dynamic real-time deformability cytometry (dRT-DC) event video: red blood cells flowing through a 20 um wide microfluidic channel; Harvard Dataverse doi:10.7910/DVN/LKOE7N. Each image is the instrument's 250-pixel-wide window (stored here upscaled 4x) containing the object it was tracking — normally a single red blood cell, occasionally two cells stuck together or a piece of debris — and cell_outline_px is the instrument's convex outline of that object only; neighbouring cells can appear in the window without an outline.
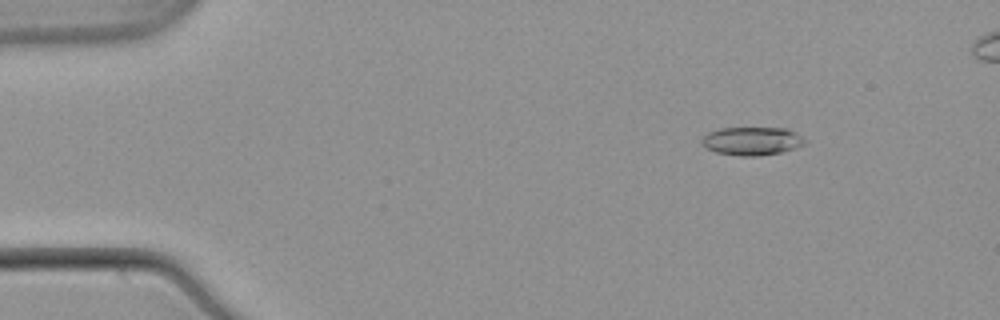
{"species": "common noctule bat (a hibernating species)", "species_latin": "Nyctalus noctula", "temperature_condition": "warm", "stored_images_in_passage": 53, "camera_frame_rate_fps": 3000, "um_per_image_px": 0.085, "animal": {"sex": "male", "body_mass_g": 21.5, "forearm_length_mm": 52.0}, "frame": {"image": 1, "passage_image": 8, "time_ms": 2.333, "image_size_px": [1000, 320], "cell_outline_px": [[808, 140], [804, 144], [796, 148], [780, 152], [760, 156], [740, 156], [716, 152], [704, 148], [700, 140], [708, 132], [720, 128], [788, 128], [796, 132]], "centroid_in_image_um": [63.92, 11.99], "position_along_channel_um": 21.1, "area_um2": 17.22}}
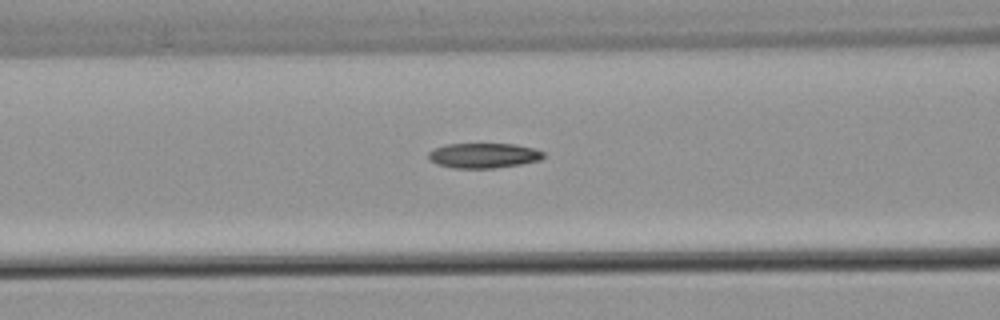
{"frame": {"image": 2, "passage_image": 23, "time_ms": 7.333, "image_size_px": [1000, 320], "cell_outline_px": [[544, 156], [540, 160], [520, 164], [496, 168], [452, 168], [436, 164], [428, 160], [428, 152], [436, 148], [448, 144], [516, 144], [532, 148], [544, 152]], "centroid_in_image_um": [41.08, 13.22], "position_along_channel_um": 125.5, "area_um2": 16.76}}
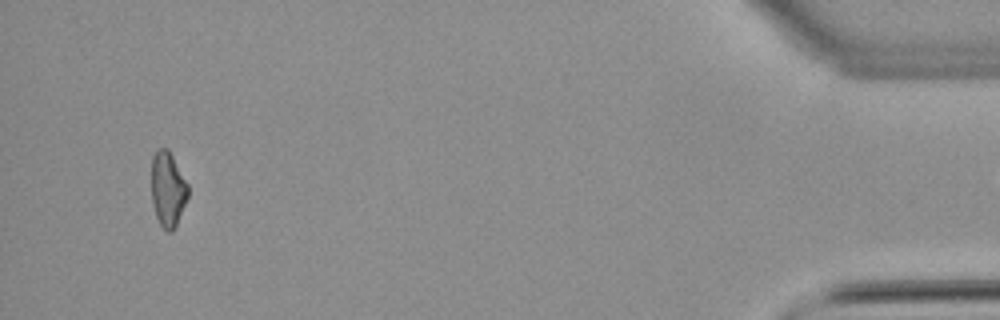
{"frame": {"image": 3, "passage_image": 52, "time_ms": 17.0, "image_size_px": [1000, 320], "cell_outline_px": [[188, 196], [176, 224], [172, 232], [168, 232], [160, 224], [156, 216], [152, 200], [152, 156], [160, 148], [168, 148], [188, 184]], "centroid_in_image_um": [14.26, 16.07], "position_along_channel_um": 420.9, "area_um2": 15.72}}